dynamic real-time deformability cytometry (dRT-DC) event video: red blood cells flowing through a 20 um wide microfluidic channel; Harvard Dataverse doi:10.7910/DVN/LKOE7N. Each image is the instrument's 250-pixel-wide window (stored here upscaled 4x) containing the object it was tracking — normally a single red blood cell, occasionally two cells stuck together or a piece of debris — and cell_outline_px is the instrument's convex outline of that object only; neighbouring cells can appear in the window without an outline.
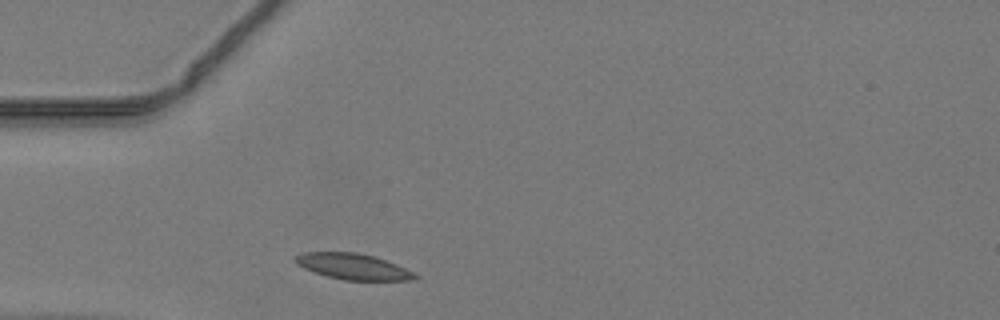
{"species": "common noctule bat (a hibernating species)", "species_latin": "Nyctalus noctula", "temperature_condition": "warm", "stored_images_in_passage": 28, "camera_frame_rate_fps": 3000, "um_per_image_px": 0.085, "animal": {"sex": "male", "body_mass_g": 19.2, "forearm_length_mm": 51.8}, "frame": {"image": 1, "passage_image": 2, "time_ms": 0.333, "image_size_px": [1000, 320], "cell_outline_px": [[420, 276], [416, 280], [344, 280], [328, 276], [304, 268], [296, 264], [292, 260], [292, 256], [304, 252], [356, 252], [376, 256], [416, 272]], "centroid_in_image_um": [30.03, 22.64], "position_along_channel_um": 55.0, "area_um2": 18.32}}
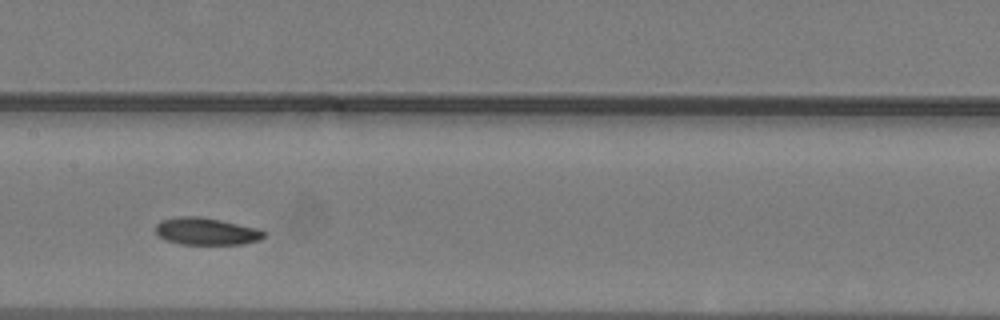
{"frame": {"image": 2, "passage_image": 12, "time_ms": 3.667, "image_size_px": [1000, 320], "cell_outline_px": [[268, 232], [260, 240], [244, 244], [180, 244], [164, 240], [156, 232], [156, 224], [160, 220], [176, 216], [200, 216], [260, 228]], "centroid_in_image_um": [17.56, 19.66], "position_along_channel_um": 189.8, "area_um2": 17.46}}
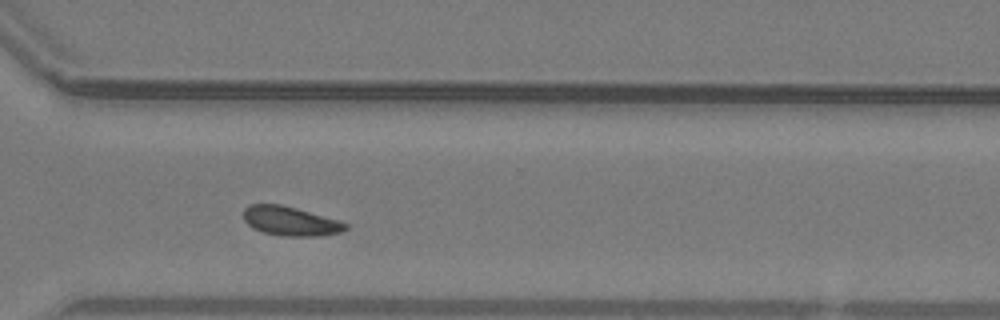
{"frame": {"image": 3, "passage_image": 23, "time_ms": 7.333, "image_size_px": [1000, 320], "cell_outline_px": [[348, 228], [340, 232], [320, 236], [280, 236], [264, 232], [252, 228], [244, 220], [244, 208], [248, 204], [280, 204], [296, 208], [340, 220], [348, 224]], "centroid_in_image_um": [24.68, 18.79], "position_along_channel_um": 345.9, "area_um2": 17.46}}